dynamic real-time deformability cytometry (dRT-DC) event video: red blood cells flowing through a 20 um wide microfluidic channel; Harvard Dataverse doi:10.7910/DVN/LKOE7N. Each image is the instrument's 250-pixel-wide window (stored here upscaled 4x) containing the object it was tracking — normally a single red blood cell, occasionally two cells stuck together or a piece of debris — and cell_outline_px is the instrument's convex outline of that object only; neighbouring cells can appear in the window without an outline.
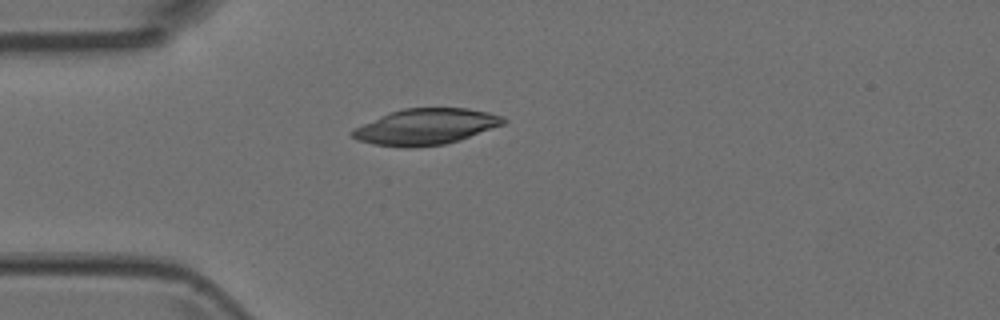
{"species": "Egyptian fruit bat (a non-hibernating species)", "species_latin": "Rousettus aegyptiacus", "temperature_condition": "room temperature", "stored_images_in_passage": 5, "camera_frame_rate_fps": 3000, "um_per_image_px": 0.085, "animal": {"sex": "female"}, "frame": {"image": 1, "passage_image": 4, "time_ms": 1.0, "image_size_px": [1000, 320], "cell_outline_px": [[508, 120], [504, 124], [460, 140], [444, 144], [408, 148], [404, 148], [372, 144], [356, 140], [352, 136], [352, 128], [380, 116], [404, 108], [468, 108], [488, 112], [504, 116]], "centroid_in_image_um": [36.19, 10.77], "position_along_channel_um": 48.8, "area_um2": 31.79}}